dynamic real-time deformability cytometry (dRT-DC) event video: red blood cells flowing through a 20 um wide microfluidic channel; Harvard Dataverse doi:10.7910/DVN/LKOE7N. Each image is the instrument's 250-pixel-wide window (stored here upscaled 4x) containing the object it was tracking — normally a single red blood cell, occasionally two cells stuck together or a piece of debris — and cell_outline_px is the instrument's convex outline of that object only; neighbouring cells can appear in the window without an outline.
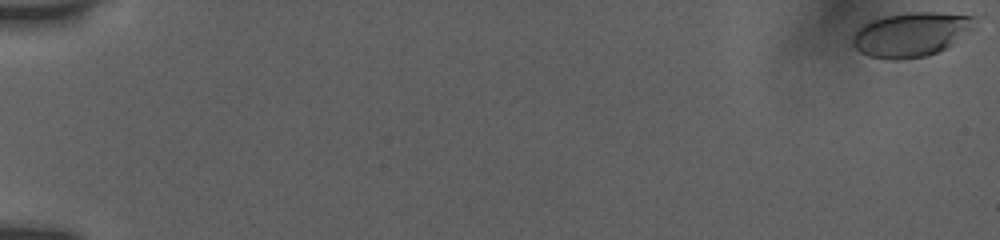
{"species": "human", "species_latin": "Homo sapiens", "temperature_condition": "room temperature", "stored_images_in_passage": 22, "camera_frame_rate_fps": 3000, "um_per_image_px": 0.085, "donor": {"sex": "female"}, "frame": {"image": 1, "passage_image": 1, "time_ms": 0.0, "image_size_px": [1000, 240], "cell_outline_px": [[976, 28], [944, 48], [936, 52], [924, 56], [900, 60], [892, 60], [868, 56], [860, 52], [852, 44], [852, 36], [856, 28], [872, 20], [884, 16], [908, 12], [936, 12], [976, 16]], "centroid_in_image_um": [77.43, 2.91], "position_along_channel_um": 7.6, "area_um2": 31.67}}
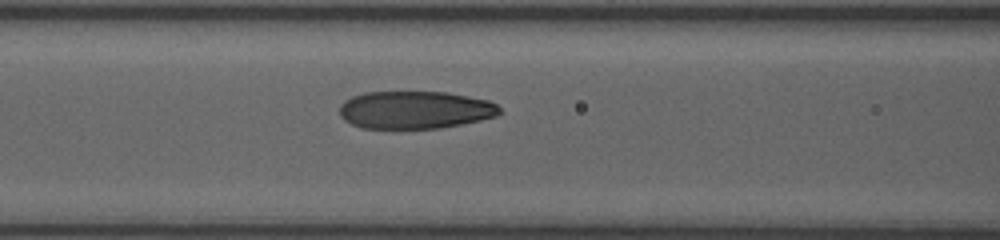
{"frame": {"image": 2, "passage_image": 16, "time_ms": 8.333, "image_size_px": [1000, 240], "cell_outline_px": [[500, 112], [496, 116], [480, 120], [440, 128], [360, 128], [344, 120], [340, 116], [340, 104], [344, 100], [352, 96], [364, 92], [448, 92], [488, 100], [496, 104], [500, 108]], "centroid_in_image_um": [35.25, 9.33], "position_along_channel_um": 131.4, "area_um2": 35.2}}
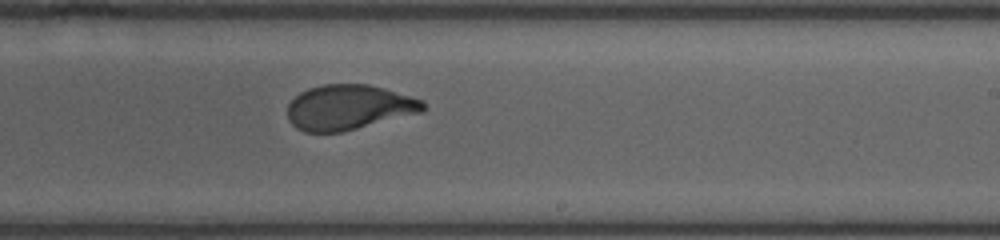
{"frame": {"image": 3, "passage_image": 22, "time_ms": 11.667, "image_size_px": [1000, 240], "cell_outline_px": [[424, 112], [340, 132], [304, 132], [296, 128], [288, 120], [288, 104], [300, 92], [308, 88], [324, 84], [368, 84], [384, 88], [424, 100]], "centroid_in_image_um": [29.65, 9.12], "position_along_channel_um": 259.4, "area_um2": 35.6}}